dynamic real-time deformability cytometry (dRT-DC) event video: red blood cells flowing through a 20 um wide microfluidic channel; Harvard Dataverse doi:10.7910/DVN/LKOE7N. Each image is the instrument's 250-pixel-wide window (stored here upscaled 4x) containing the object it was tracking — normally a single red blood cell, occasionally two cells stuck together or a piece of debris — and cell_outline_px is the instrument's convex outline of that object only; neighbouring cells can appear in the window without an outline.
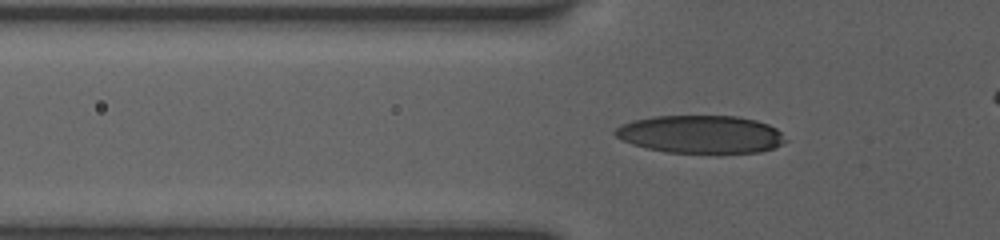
{"species": "human", "species_latin": "Homo sapiens", "temperature_condition": "room temperature", "stored_images_in_passage": 31, "camera_frame_rate_fps": 3000, "um_per_image_px": 0.085, "donor": {"sex": "female"}, "frame": {"image": 1, "passage_image": 17, "time_ms": 5.333, "image_size_px": [1000, 240], "cell_outline_px": [[788, 140], [772, 148], [760, 152], [720, 156], [668, 152], [648, 148], [632, 144], [620, 140], [612, 132], [620, 124], [632, 120], [656, 116], [736, 116], [756, 120], [768, 124], [776, 128]], "centroid_in_image_um": [59.57, 11.46], "position_along_channel_um": 66.2, "area_um2": 38.73}}
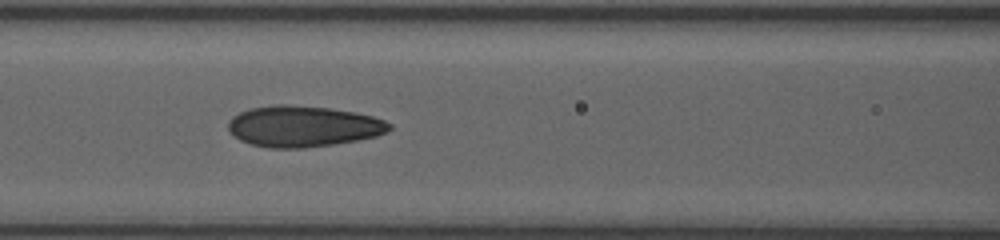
{"frame": {"image": 2, "passage_image": 25, "time_ms": 7.333, "image_size_px": [1000, 240], "cell_outline_px": [[392, 128], [388, 132], [376, 136], [356, 140], [332, 144], [304, 148], [272, 148], [252, 144], [240, 140], [232, 136], [228, 128], [228, 120], [232, 116], [248, 108], [276, 104], [288, 104], [328, 108], [356, 112], [372, 116], [384, 120], [392, 124]], "centroid_in_image_um": [25.74, 10.73], "position_along_channel_um": 140.9, "area_um2": 38.73}}
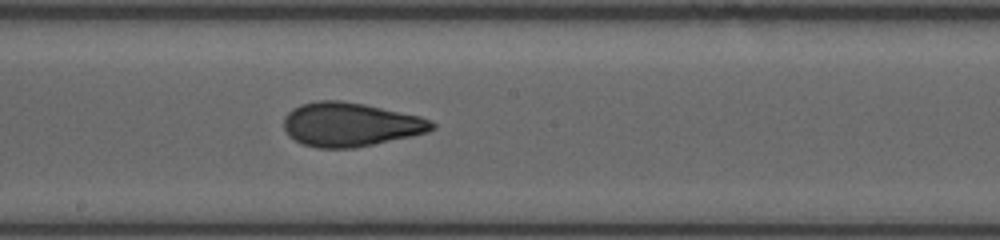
{"frame": {"image": 3, "passage_image": 31, "time_ms": 9.333, "image_size_px": [1000, 240], "cell_outline_px": [[436, 128], [428, 132], [412, 136], [352, 148], [316, 148], [304, 144], [288, 136], [284, 128], [284, 116], [292, 108], [300, 104], [316, 100], [340, 100], [364, 104], [420, 116], [432, 120], [436, 124]], "centroid_in_image_um": [29.78, 10.57], "position_along_channel_um": 218.4, "area_um2": 38.03}}